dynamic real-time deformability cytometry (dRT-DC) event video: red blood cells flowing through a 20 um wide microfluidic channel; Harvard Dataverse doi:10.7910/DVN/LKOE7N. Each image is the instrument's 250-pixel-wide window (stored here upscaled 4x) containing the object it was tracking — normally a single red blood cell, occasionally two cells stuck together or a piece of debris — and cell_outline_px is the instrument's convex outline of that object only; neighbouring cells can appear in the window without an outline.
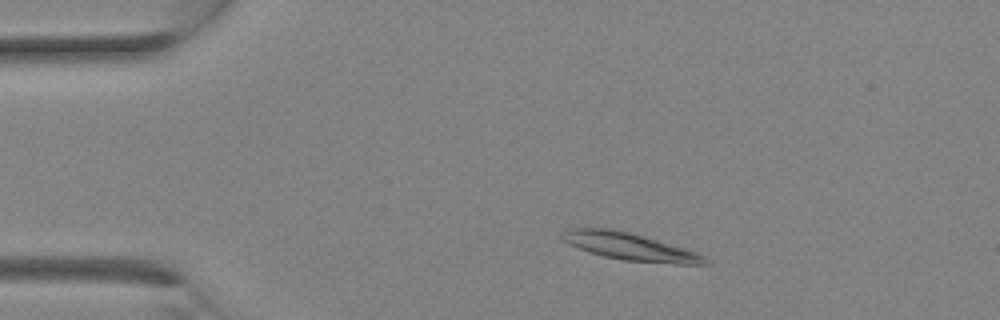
{"species": "Egyptian fruit bat (a non-hibernating species)", "species_latin": "Rousettus aegyptiacus", "temperature_condition": "room temperature", "stored_images_in_passage": 9, "camera_frame_rate_fps": 3000, "um_per_image_px": 0.085, "animal": {"sex": "female"}, "frame": {"image": 1, "passage_image": 4, "time_ms": 1.0, "image_size_px": [1000, 320], "cell_outline_px": [[712, 264], [676, 264], [624, 260], [604, 256], [588, 252], [564, 240], [560, 236], [564, 228], [612, 228], [644, 236], [684, 248], [696, 252], [704, 256]], "centroid_in_image_um": [53.54, 20.95], "position_along_channel_um": 31.5, "area_um2": 22.54}}
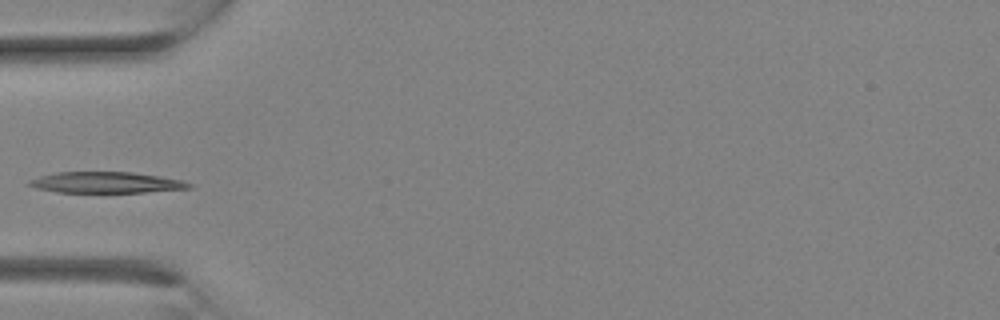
{"frame": {"image": 2, "passage_image": 8, "time_ms": 2.333, "image_size_px": [1000, 320], "cell_outline_px": [[192, 188], [144, 192], [56, 192], [36, 188], [24, 184], [28, 180], [40, 176], [56, 172], [132, 172], [160, 176], [180, 180], [192, 184]], "centroid_in_image_um": [8.96, 15.51], "position_along_channel_um": 76.0, "area_um2": 19.59}}